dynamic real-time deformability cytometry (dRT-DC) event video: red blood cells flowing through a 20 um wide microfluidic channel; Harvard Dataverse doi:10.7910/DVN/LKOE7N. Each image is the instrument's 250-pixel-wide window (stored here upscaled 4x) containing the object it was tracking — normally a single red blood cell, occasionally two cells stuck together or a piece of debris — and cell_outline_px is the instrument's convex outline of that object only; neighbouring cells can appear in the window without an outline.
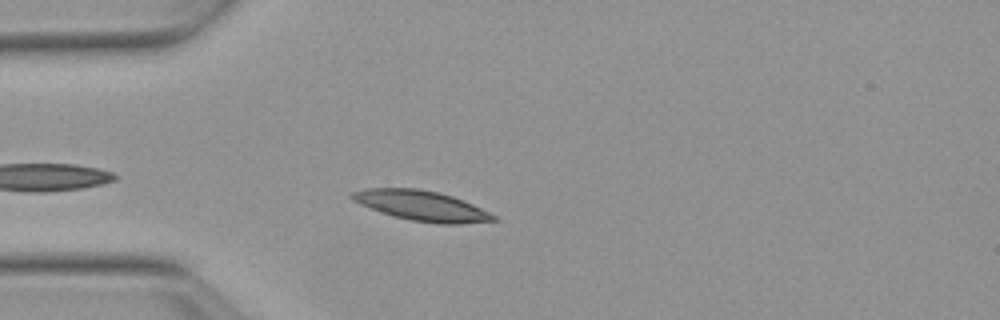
{"species": "Egyptian fruit bat (a non-hibernating species)", "species_latin": "Rousettus aegyptiacus", "temperature_condition": "warm", "stored_images_in_passage": 40, "camera_frame_rate_fps": 3000, "um_per_image_px": 0.085, "animal": {"sex": "female"}, "frame": {"image": 1, "passage_image": 4, "time_ms": 1.0, "image_size_px": [1000, 320], "cell_outline_px": [[500, 220], [460, 224], [440, 224], [412, 220], [392, 216], [380, 212], [360, 204], [352, 200], [348, 196], [352, 192], [368, 188], [420, 188], [440, 192], [464, 200], [496, 216]], "centroid_in_image_um": [35.83, 17.48], "position_along_channel_um": 49.2, "area_um2": 24.91}}
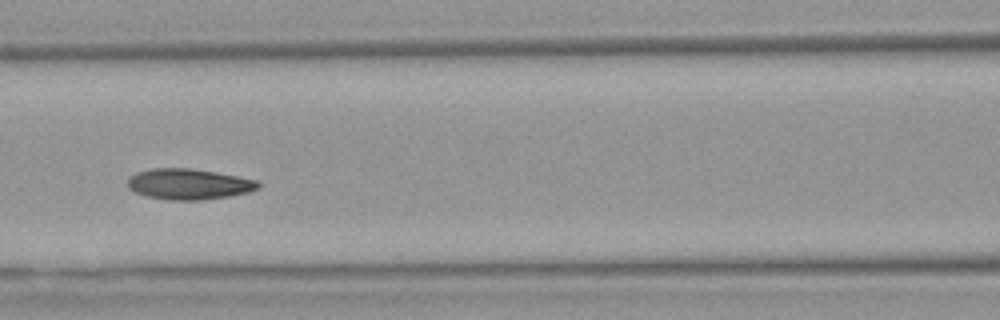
{"frame": {"image": 2, "passage_image": 13, "time_ms": 4.0, "image_size_px": [1000, 320], "cell_outline_px": [[260, 188], [248, 192], [228, 196], [200, 200], [172, 200], [148, 196], [136, 192], [128, 188], [128, 176], [136, 172], [152, 168], [192, 168], [216, 172], [256, 180], [260, 184]], "centroid_in_image_um": [16.03, 15.64], "position_along_channel_um": 150.6, "area_um2": 23.29}}
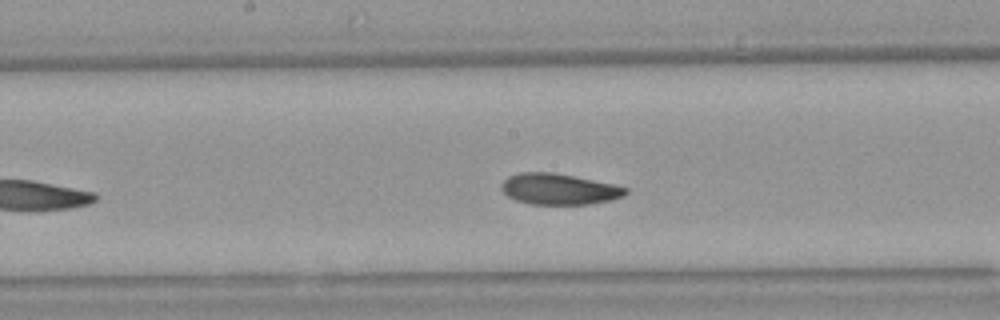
{"frame": {"image": 3, "passage_image": 17, "time_ms": 5.333, "image_size_px": [1000, 320], "cell_outline_px": [[628, 192], [624, 196], [612, 200], [588, 204], [532, 204], [516, 200], [508, 196], [500, 188], [500, 184], [508, 176], [520, 172], [552, 172], [612, 184], [628, 188]], "centroid_in_image_um": [47.49, 16.07], "position_along_channel_um": 200.7, "area_um2": 22.31}, "authors_computed_cell_mechanics": {"area_um2": 22.1374, "velocity_mm_per_s": 3.817, "shape_relaxation_time_tau1_ms": 3.184, "shape_relaxation_time_tau2_ms": null, "deformation_change_tau1": 0.1154, "deformation_change_tau2": null}}